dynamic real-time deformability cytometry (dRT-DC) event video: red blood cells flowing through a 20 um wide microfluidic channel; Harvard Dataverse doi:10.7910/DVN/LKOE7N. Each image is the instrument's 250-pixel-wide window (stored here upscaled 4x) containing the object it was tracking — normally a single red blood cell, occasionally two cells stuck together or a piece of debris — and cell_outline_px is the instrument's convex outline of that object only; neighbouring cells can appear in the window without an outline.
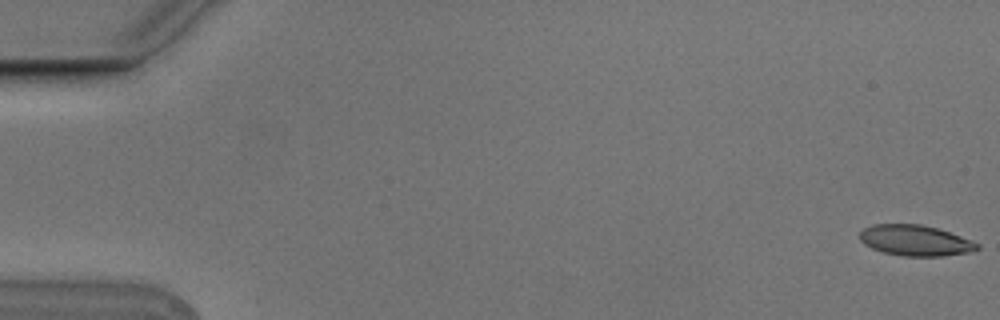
{"species": "Egyptian fruit bat (a non-hibernating species)", "species_latin": "Rousettus aegyptiacus", "temperature_condition": "cold", "stored_images_in_passage": 6, "camera_frame_rate_fps": 3000, "um_per_image_px": 0.085, "animal": {"sex": "male"}, "frame": {"image": 1, "passage_image": 1, "time_ms": 0.0, "image_size_px": [1000, 320], "cell_outline_px": [[980, 248], [972, 252], [940, 256], [904, 256], [884, 252], [872, 248], [864, 244], [860, 240], [860, 232], [864, 228], [872, 224], [920, 224], [936, 228], [972, 240], [980, 244]], "centroid_in_image_um": [77.81, 20.44], "position_along_channel_um": 7.2, "area_um2": 20.98}}
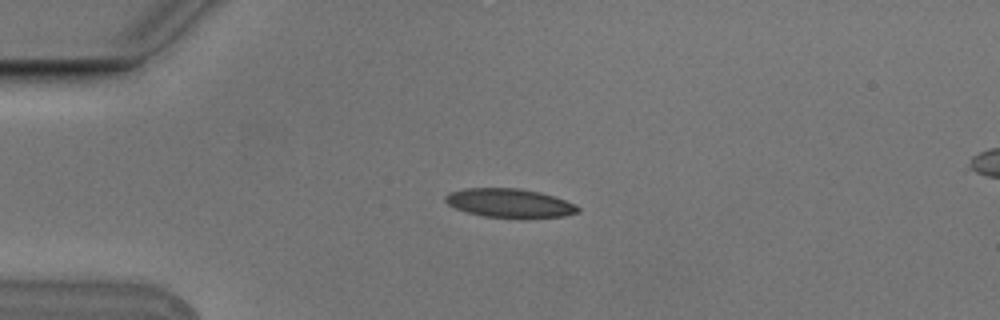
{"frame": {"image": 2, "passage_image": 4, "time_ms": 1.0, "image_size_px": [1000, 320], "cell_outline_px": [[580, 212], [564, 216], [524, 220], [520, 220], [484, 216], [468, 212], [456, 208], [448, 204], [444, 200], [444, 196], [448, 192], [464, 188], [520, 188], [540, 192], [576, 204], [580, 208]], "centroid_in_image_um": [43.34, 17.29], "position_along_channel_um": 41.7, "area_um2": 22.95}}